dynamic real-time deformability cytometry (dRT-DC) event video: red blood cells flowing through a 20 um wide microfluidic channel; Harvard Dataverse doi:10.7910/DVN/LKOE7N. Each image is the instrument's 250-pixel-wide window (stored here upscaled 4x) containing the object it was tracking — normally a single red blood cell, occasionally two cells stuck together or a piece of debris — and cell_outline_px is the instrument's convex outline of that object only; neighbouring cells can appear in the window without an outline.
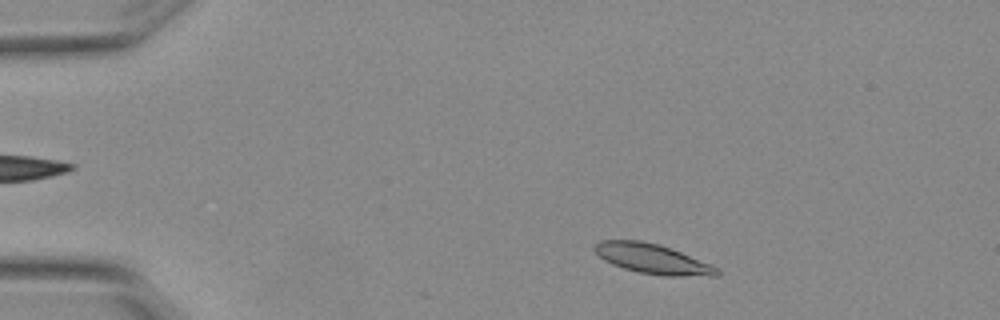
{"species": "Egyptian fruit bat (a non-hibernating species)", "species_latin": "Rousettus aegyptiacus", "temperature_condition": "warm", "stored_images_in_passage": 3, "camera_frame_rate_fps": 3000, "um_per_image_px": 0.085, "animal": {"sex": "female"}, "frame": {"image": 1, "passage_image": 1, "time_ms": 0.0, "image_size_px": [1000, 320], "cell_outline_px": [[720, 272], [716, 276], [664, 276], [640, 272], [624, 268], [612, 264], [604, 260], [592, 248], [600, 240], [640, 240], [660, 244], [680, 252], [708, 264], [716, 268]], "centroid_in_image_um": [55.41, 21.99], "position_along_channel_um": 29.6, "area_um2": 20.92}}